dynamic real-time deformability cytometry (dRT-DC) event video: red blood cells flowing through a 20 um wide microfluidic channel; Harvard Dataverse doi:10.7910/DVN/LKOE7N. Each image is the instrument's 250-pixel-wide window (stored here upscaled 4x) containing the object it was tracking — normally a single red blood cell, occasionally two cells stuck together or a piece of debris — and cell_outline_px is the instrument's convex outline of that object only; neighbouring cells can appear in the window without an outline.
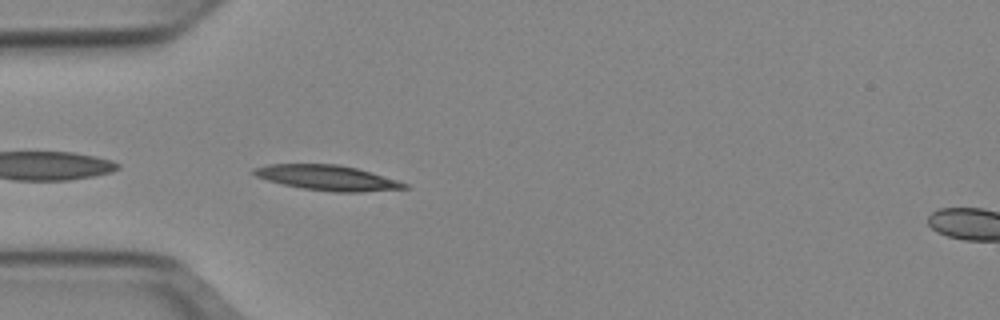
{"species": "Egyptian fruit bat (a non-hibernating species)", "species_latin": "Rousettus aegyptiacus", "temperature_condition": "cold", "stored_images_in_passage": 37, "camera_frame_rate_fps": 3000, "um_per_image_px": 0.085, "animal": {"sex": "female"}, "frame": {"image": 1, "passage_image": 1, "time_ms": 0.0, "image_size_px": [1000, 320], "cell_outline_px": [[408, 188], [360, 192], [332, 192], [304, 188], [284, 184], [268, 180], [256, 176], [252, 172], [252, 168], [268, 164], [336, 164], [356, 168], [396, 180], [408, 184]], "centroid_in_image_um": [27.8, 15.11], "position_along_channel_um": 57.2, "area_um2": 21.73}}
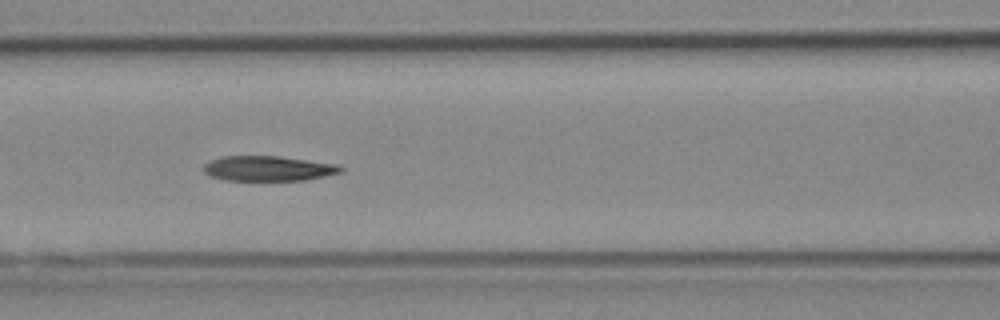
{"frame": {"image": 2, "passage_image": 8, "time_ms": 2.333, "image_size_px": [1000, 320], "cell_outline_px": [[344, 172], [304, 180], [224, 180], [208, 176], [204, 172], [204, 164], [208, 160], [220, 156], [280, 156], [340, 164], [344, 168]], "centroid_in_image_um": [22.8, 14.31], "position_along_channel_um": 143.8, "area_um2": 20.35}}
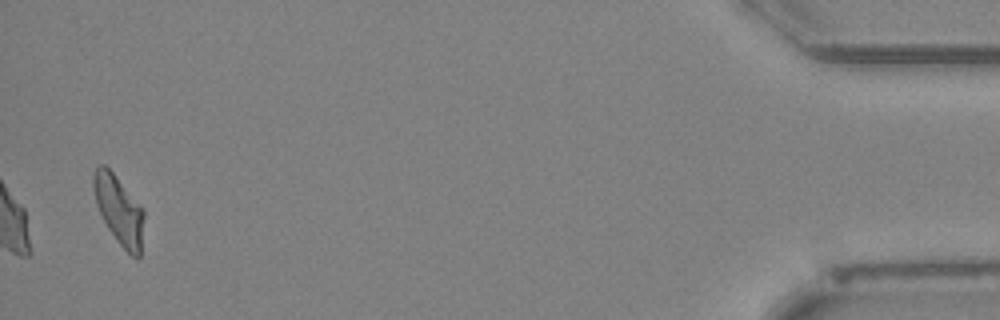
{"frame": {"image": 3, "passage_image": 36, "time_ms": 11.667, "image_size_px": [1000, 320], "cell_outline_px": [[144, 216], [140, 260], [136, 260], [116, 240], [108, 228], [96, 204], [92, 188], [92, 176], [96, 168], [100, 164], [104, 164], [112, 172], [144, 208]], "centroid_in_image_um": [10.12, 17.86], "position_along_channel_um": 425.1, "area_um2": 20.29}, "authors_computed_cell_mechanics": {"area_um2": 20.6924, "velocity_mm_per_s": 3.9251, "shape_relaxation_time_tau1_ms": null, "shape_relaxation_time_tau2_ms": 8.269, "deformation_change_tau1": null, "deformation_change_tau2": 0.151}}